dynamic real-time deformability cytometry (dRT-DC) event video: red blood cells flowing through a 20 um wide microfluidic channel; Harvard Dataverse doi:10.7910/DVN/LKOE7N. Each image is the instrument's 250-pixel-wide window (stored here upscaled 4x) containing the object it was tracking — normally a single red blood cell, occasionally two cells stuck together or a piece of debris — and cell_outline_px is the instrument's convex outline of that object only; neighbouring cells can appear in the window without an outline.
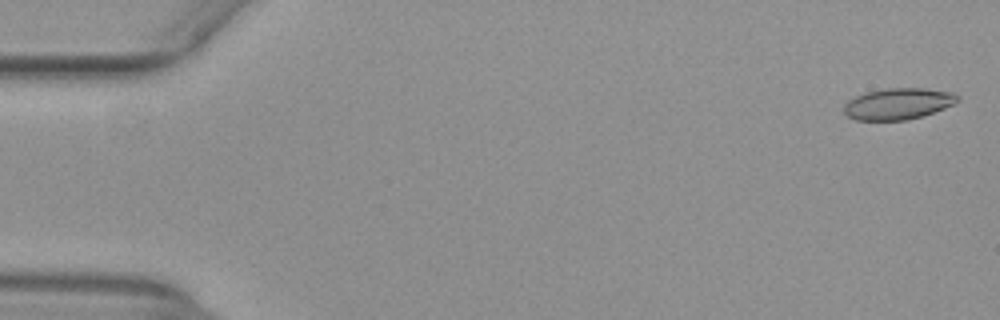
{"species": "common noctule bat (a hibernating species)", "species_latin": "Nyctalus noctula", "temperature_condition": "warm", "stored_images_in_passage": 53, "camera_frame_rate_fps": 3000, "um_per_image_px": 0.085, "animal": {"sex": "female", "body_mass_g": 29.2, "forearm_length_mm": 56.3}, "frame": {"image": 1, "passage_image": 2, "time_ms": 0.333, "image_size_px": [1000, 320], "cell_outline_px": [[960, 100], [956, 104], [924, 116], [908, 120], [856, 120], [848, 116], [844, 112], [844, 104], [848, 100], [864, 92], [884, 88], [924, 88], [952, 92], [960, 96]], "centroid_in_image_um": [76.38, 8.82], "position_along_channel_um": 8.6, "area_um2": 21.1}}
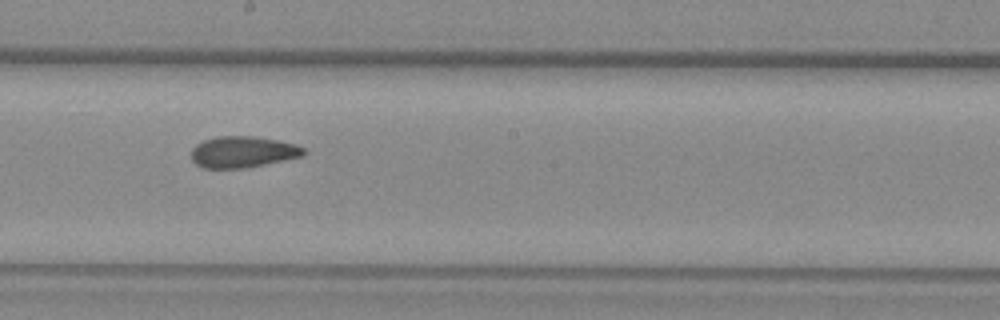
{"frame": {"image": 2, "passage_image": 30, "time_ms": 9.667, "image_size_px": [1000, 320], "cell_outline_px": [[308, 152], [304, 156], [244, 168], [204, 168], [196, 164], [192, 160], [192, 148], [196, 144], [204, 140], [216, 136], [252, 136], [276, 140], [296, 144], [304, 148]], "centroid_in_image_um": [20.65, 12.91], "position_along_channel_um": 227.5, "area_um2": 20.52}}
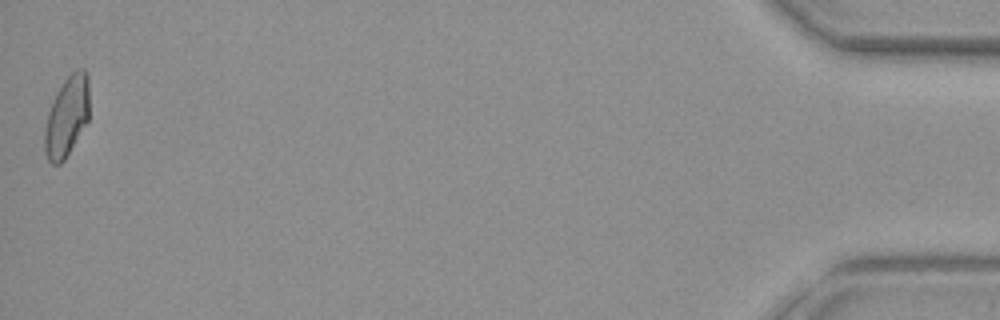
{"frame": {"image": 3, "passage_image": 53, "time_ms": 17.333, "image_size_px": [1000, 320], "cell_outline_px": [[88, 120], [64, 160], [60, 164], [52, 164], [48, 160], [44, 152], [44, 128], [48, 112], [52, 100], [56, 92], [64, 80], [76, 68], [84, 68], [88, 72]], "centroid_in_image_um": [5.66, 9.88], "position_along_channel_um": 429.5, "area_um2": 20.98}, "authors_computed_cell_mechanics": {"area_um2": 20.8658, "velocity_mm_per_s": 3.9562, "shape_relaxation_time_tau1_ms": null, "shape_relaxation_time_tau2_ms": 2.3637, "deformation_change_tau1": null, "deformation_change_tau2": 0.083}}